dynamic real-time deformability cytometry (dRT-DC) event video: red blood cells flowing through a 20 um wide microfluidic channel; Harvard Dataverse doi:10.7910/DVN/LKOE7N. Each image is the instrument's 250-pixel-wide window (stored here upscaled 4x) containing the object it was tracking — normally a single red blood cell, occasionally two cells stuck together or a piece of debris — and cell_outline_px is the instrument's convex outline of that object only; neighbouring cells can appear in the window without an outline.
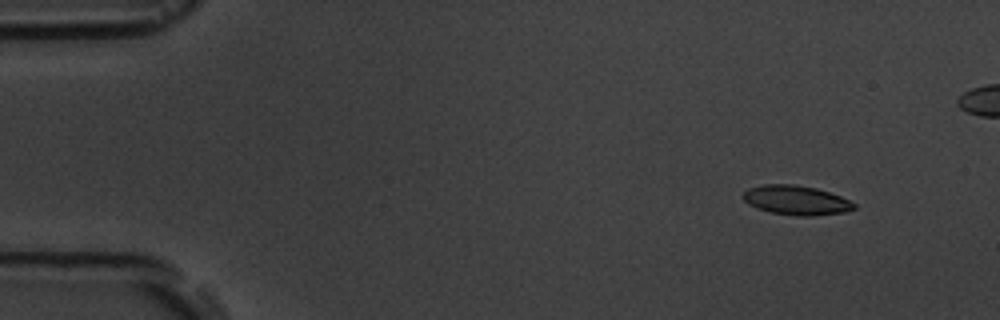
{"species": "common noctule bat (a hibernating species)", "species_latin": "Nyctalus noctula", "temperature_condition": "room temperature", "stored_images_in_passage": 5, "camera_frame_rate_fps": 3000, "um_per_image_px": 0.085, "animal": {"sex": "male", "body_mass_g": 19.5, "forearm_length_mm": 54.6}, "frame": {"image": 1, "passage_image": 1, "time_ms": 0.0, "image_size_px": [1000, 320], "cell_outline_px": [[856, 208], [844, 212], [808, 216], [796, 216], [772, 212], [748, 204], [744, 200], [744, 192], [748, 188], [764, 184], [792, 184], [816, 188], [840, 196], [856, 204]], "centroid_in_image_um": [67.68, 17.01], "position_along_channel_um": 17.3, "area_um2": 18.73}}